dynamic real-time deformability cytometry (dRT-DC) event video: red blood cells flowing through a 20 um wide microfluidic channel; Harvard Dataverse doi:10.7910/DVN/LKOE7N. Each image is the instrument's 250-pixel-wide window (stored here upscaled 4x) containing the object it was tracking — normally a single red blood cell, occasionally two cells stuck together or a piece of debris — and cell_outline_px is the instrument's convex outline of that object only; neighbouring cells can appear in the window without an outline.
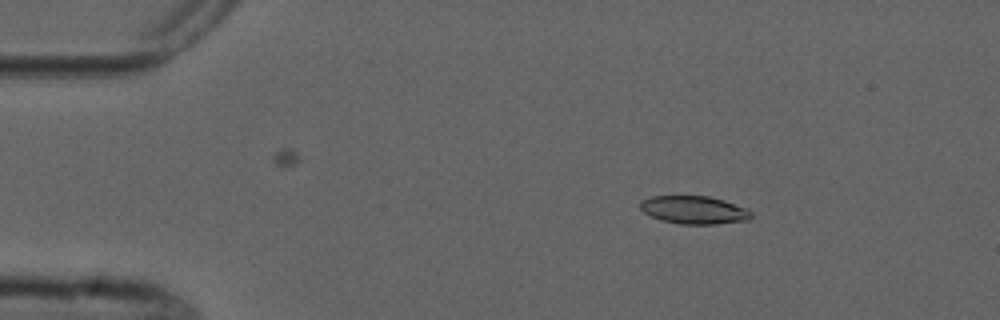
{"species": "common noctule bat (a hibernating species)", "species_latin": "Nyctalus noctula", "temperature_condition": "cold", "stored_images_in_passage": 7, "camera_frame_rate_fps": 3000, "um_per_image_px": 0.085, "animal": {"sex": "male", "forearm_length_mm": 52.5}, "frame": {"image": 1, "passage_image": 1, "time_ms": 0.0, "image_size_px": [1000, 320], "cell_outline_px": [[752, 216], [748, 220], [716, 224], [680, 224], [660, 220], [644, 212], [640, 208], [640, 200], [652, 196], [708, 196], [724, 200], [748, 208], [752, 212]], "centroid_in_image_um": [59.01, 17.84], "position_along_channel_um": 26.0, "area_um2": 18.21}}
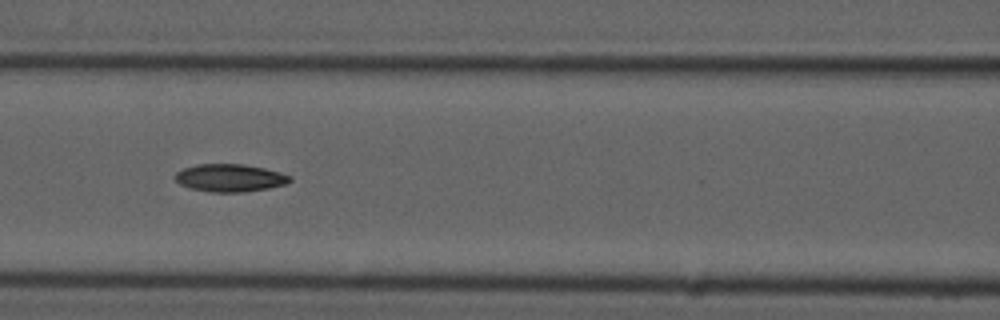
{"frame": {"image": 2, "passage_image": 5, "time_ms": 5.0, "image_size_px": [1000, 320], "cell_outline_px": [[292, 180], [284, 184], [268, 188], [244, 192], [212, 192], [192, 188], [180, 184], [176, 180], [176, 172], [184, 168], [200, 164], [244, 164], [264, 168], [280, 172], [292, 176]], "centroid_in_image_um": [19.57, 15.11], "position_along_channel_um": 147.0, "area_um2": 18.32}}